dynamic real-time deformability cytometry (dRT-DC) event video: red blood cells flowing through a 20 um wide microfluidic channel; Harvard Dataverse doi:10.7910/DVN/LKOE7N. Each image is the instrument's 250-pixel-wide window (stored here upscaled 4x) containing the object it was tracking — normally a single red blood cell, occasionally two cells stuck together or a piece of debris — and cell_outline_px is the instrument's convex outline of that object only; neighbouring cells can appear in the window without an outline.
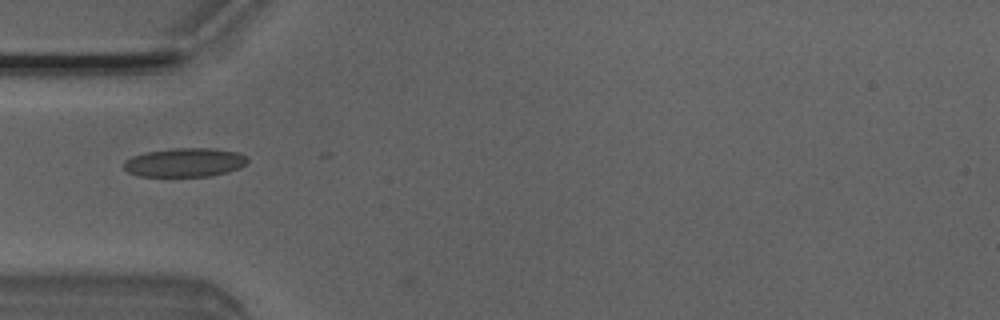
{"species": "Egyptian fruit bat (a non-hibernating species)", "species_latin": "Rousettus aegyptiacus", "temperature_condition": "room temperature", "stored_images_in_passage": 7, "camera_frame_rate_fps": 3000, "um_per_image_px": 0.085, "animal": {"sex": "male"}, "frame": {"image": 1, "passage_image": 3, "time_ms": 0.667, "image_size_px": [1000, 320], "cell_outline_px": [[248, 160], [240, 168], [228, 172], [208, 176], [140, 176], [128, 172], [124, 168], [124, 160], [132, 156], [144, 152], [172, 148], [216, 148], [240, 152], [248, 156]], "centroid_in_image_um": [15.73, 13.79], "position_along_channel_um": 69.3, "area_um2": 21.04}}